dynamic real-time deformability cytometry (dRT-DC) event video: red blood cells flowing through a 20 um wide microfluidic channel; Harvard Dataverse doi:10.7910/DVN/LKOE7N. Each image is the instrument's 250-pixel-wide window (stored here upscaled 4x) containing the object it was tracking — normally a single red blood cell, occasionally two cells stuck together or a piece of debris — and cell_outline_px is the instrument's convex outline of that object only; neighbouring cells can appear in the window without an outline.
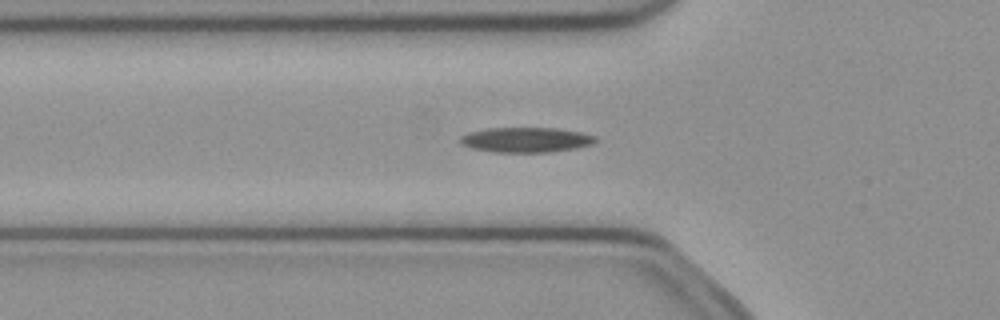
{"species": "common noctule bat (a hibernating species)", "species_latin": "Nyctalus noctula", "temperature_condition": "cold", "stored_images_in_passage": 43, "camera_frame_rate_fps": 3000, "um_per_image_px": 0.085, "animal": {"sex": "female", "body_mass_g": 21.9}, "frame": {"image": 1, "passage_image": 9, "time_ms": 2.667, "image_size_px": [1000, 320], "cell_outline_px": [[596, 140], [592, 144], [576, 148], [548, 152], [492, 152], [472, 148], [460, 144], [460, 136], [468, 132], [488, 128], [556, 128], [580, 132], [596, 136]], "centroid_in_image_um": [44.68, 11.88], "position_along_channel_um": 81.1, "area_um2": 19.71}}
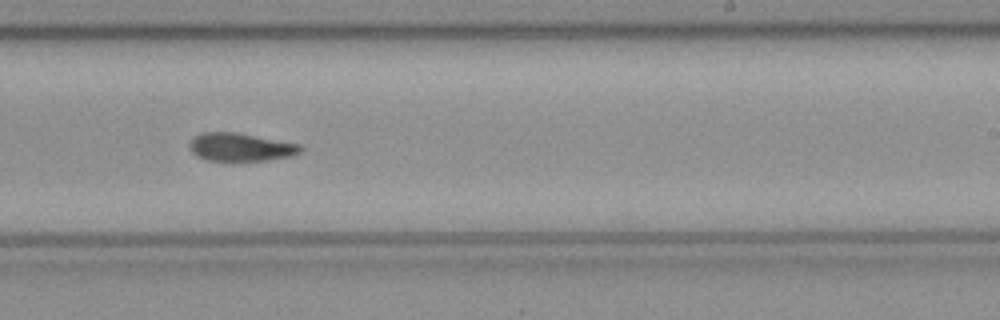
{"frame": {"image": 2, "passage_image": 23, "time_ms": 7.333, "image_size_px": [1000, 320], "cell_outline_px": [[300, 152], [292, 156], [268, 160], [208, 160], [196, 156], [188, 148], [188, 144], [200, 132], [236, 132], [300, 144]], "centroid_in_image_um": [20.41, 12.5], "position_along_channel_um": 268.6, "area_um2": 18.03}}
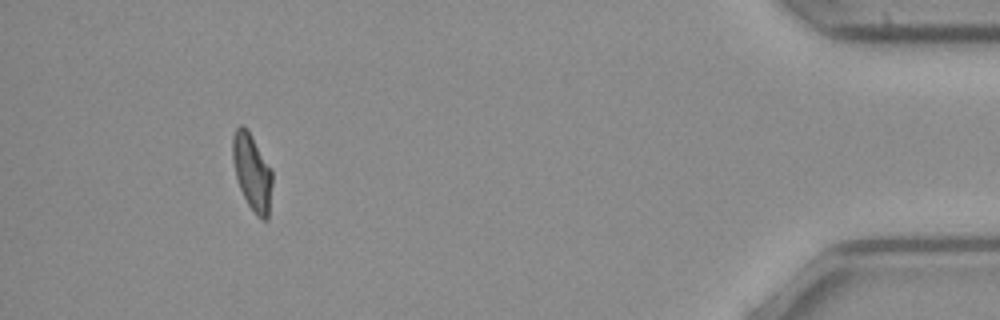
{"frame": {"image": 3, "passage_image": 39, "time_ms": 12.667, "image_size_px": [1000, 320], "cell_outline_px": [[272, 184], [268, 220], [260, 220], [256, 216], [248, 204], [240, 188], [236, 176], [232, 160], [232, 136], [236, 128], [240, 124], [244, 124], [248, 128], [272, 172]], "centroid_in_image_um": [21.41, 14.62], "position_along_channel_um": 413.8, "area_um2": 17.74}, "authors_computed_cell_mechanics": {"area_um2": 18.5538, "velocity_mm_per_s": 3.9968, "shape_relaxation_time_tau1_ms": 10.9761, "shape_relaxation_time_tau2_ms": null, "deformation_change_tau1": 0.2535, "deformation_change_tau2": null}}